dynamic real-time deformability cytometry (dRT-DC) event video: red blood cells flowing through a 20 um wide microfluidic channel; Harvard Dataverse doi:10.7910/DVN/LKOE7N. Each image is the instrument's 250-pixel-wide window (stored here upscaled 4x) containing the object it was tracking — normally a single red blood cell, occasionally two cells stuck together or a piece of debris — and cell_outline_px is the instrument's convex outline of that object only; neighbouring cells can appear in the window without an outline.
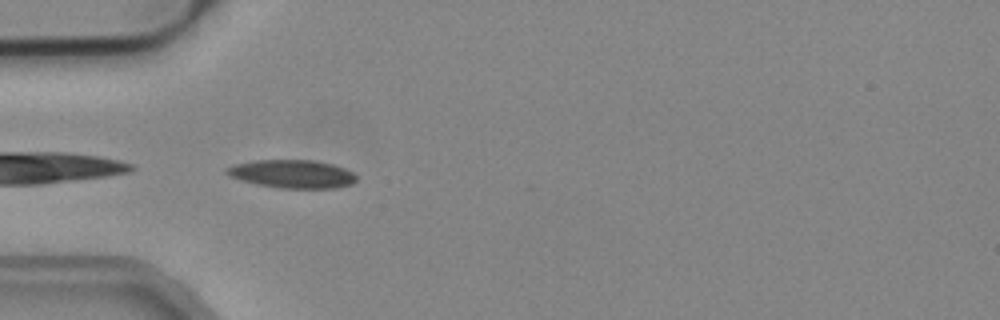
{"species": "common noctule bat (a hibernating species)", "species_latin": "Nyctalus noctula", "temperature_condition": "cold", "stored_images_in_passage": 10, "camera_frame_rate_fps": 3000, "um_per_image_px": 0.085, "animal": {"sex": "male", "body_mass_g": 19.2, "forearm_length_mm": 51.8}, "frame": {"image": 1, "passage_image": 1, "time_ms": 0.0, "image_size_px": [1000, 320], "cell_outline_px": [[356, 180], [352, 184], [336, 188], [280, 188], [256, 184], [228, 176], [224, 172], [224, 168], [236, 164], [256, 160], [312, 160], [332, 164], [344, 168], [352, 172], [356, 176]], "centroid_in_image_um": [24.82, 14.79], "position_along_channel_um": 60.2, "area_um2": 21.33}}